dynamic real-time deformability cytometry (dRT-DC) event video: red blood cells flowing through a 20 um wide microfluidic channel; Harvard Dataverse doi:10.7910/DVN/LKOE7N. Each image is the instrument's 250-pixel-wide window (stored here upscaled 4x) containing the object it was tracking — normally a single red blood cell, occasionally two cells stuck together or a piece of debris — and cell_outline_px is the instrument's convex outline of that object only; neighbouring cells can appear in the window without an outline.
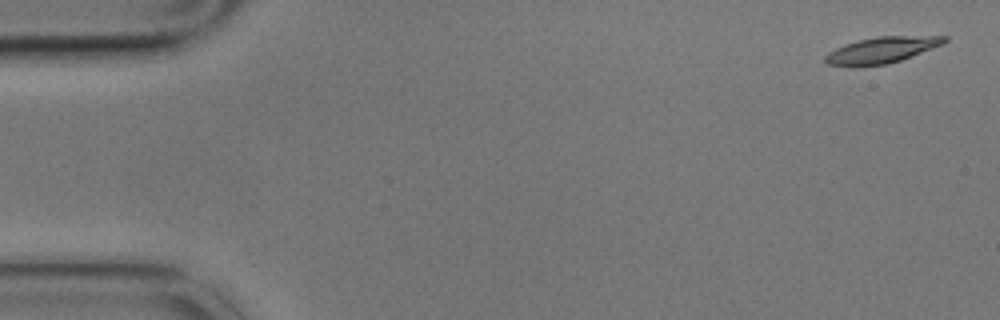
{"species": "common noctule bat (a hibernating species)", "species_latin": "Nyctalus noctula", "temperature_condition": "cold", "stored_images_in_passage": 5, "camera_frame_rate_fps": 3000, "um_per_image_px": 0.085, "animal": {"sex": "male", "body_mass_g": 17.9}, "frame": {"image": 1, "passage_image": 1, "time_ms": 0.0, "image_size_px": [1000, 320], "cell_outline_px": [[948, 40], [944, 44], [900, 60], [888, 64], [828, 64], [824, 60], [824, 56], [828, 52], [844, 44], [876, 36], [948, 36]], "centroid_in_image_um": [75.01, 4.21], "position_along_channel_um": 10.0, "area_um2": 17.57}}
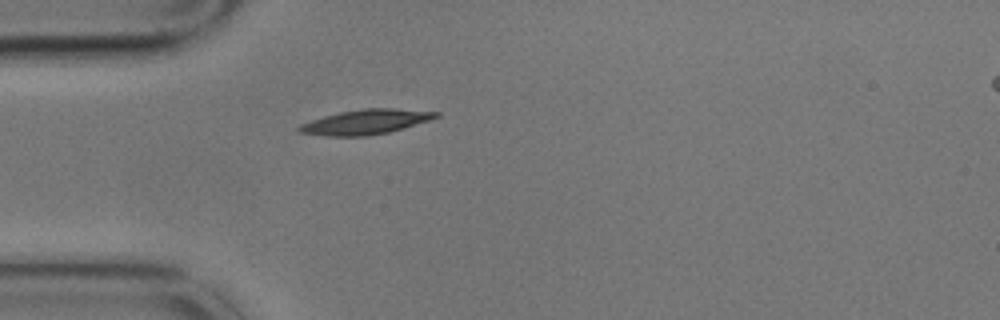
{"frame": {"image": 2, "passage_image": 5, "time_ms": 1.333, "image_size_px": [1000, 320], "cell_outline_px": [[440, 116], [432, 120], [404, 128], [388, 132], [368, 136], [328, 136], [300, 132], [296, 128], [300, 124], [324, 116], [340, 112], [364, 108], [392, 108], [440, 112]], "centroid_in_image_um": [31.13, 10.36], "position_along_channel_um": 53.9, "area_um2": 19.77}}